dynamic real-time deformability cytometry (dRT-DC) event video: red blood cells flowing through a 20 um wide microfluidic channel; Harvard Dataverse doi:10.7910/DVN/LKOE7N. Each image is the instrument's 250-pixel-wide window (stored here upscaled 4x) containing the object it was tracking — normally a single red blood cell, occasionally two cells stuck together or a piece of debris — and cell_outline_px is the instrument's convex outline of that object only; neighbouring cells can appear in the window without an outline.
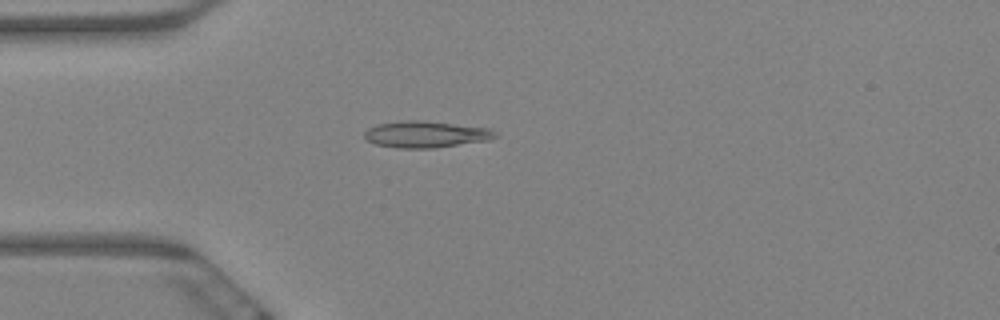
{"species": "Egyptian fruit bat (a non-hibernating species)", "species_latin": "Rousettus aegyptiacus", "temperature_condition": "warm", "stored_images_in_passage": 64, "camera_frame_rate_fps": 3000, "um_per_image_px": 0.085, "animal": {"sex": "female"}, "frame": {"image": 1, "passage_image": 18, "time_ms": 5.667, "image_size_px": [1000, 320], "cell_outline_px": [[496, 136], [488, 140], [436, 148], [396, 148], [376, 144], [368, 140], [364, 136], [364, 132], [368, 128], [376, 124], [400, 120], [420, 120], [492, 128], [496, 132]], "centroid_in_image_um": [36.18, 11.41], "position_along_channel_um": 48.8, "area_um2": 20.35}}
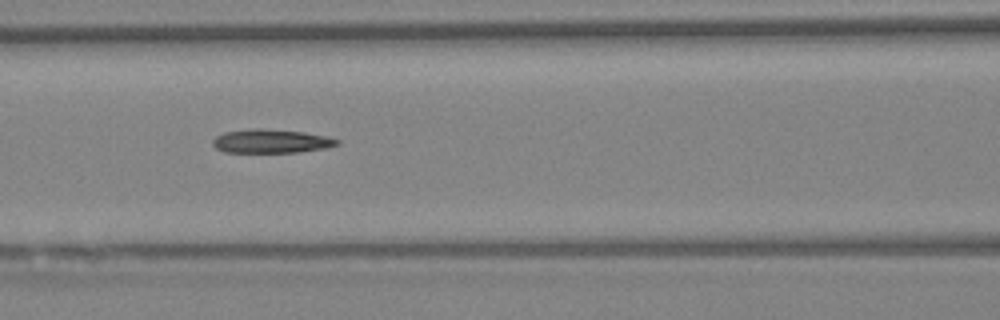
{"frame": {"image": 2, "passage_image": 28, "time_ms": 9.0, "image_size_px": [1000, 320], "cell_outline_px": [[340, 144], [324, 148], [296, 152], [224, 152], [216, 148], [212, 144], [212, 140], [216, 136], [224, 132], [252, 128], [264, 128], [304, 132], [328, 136], [340, 140]], "centroid_in_image_um": [23.04, 11.99], "position_along_channel_um": 143.6, "area_um2": 17.28}}
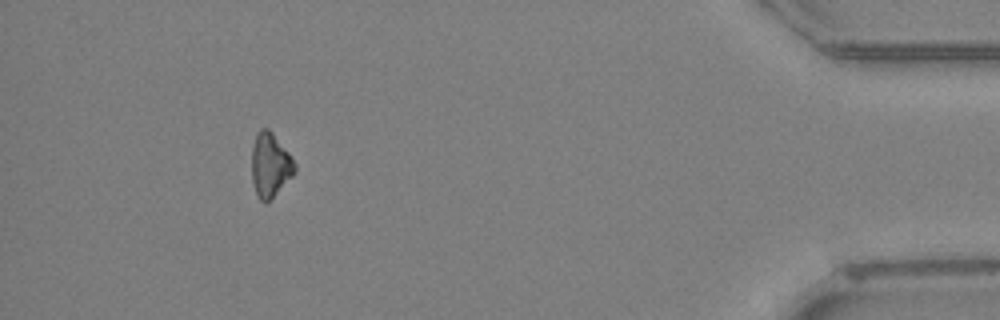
{"frame": {"image": 3, "passage_image": 59, "time_ms": 19.333, "image_size_px": [1000, 320], "cell_outline_px": [[296, 172], [264, 204], [256, 196], [252, 180], [252, 144], [256, 132], [260, 128], [268, 128], [272, 132], [292, 156], [296, 164]], "centroid_in_image_um": [22.95, 13.99], "position_along_channel_um": 412.3, "area_um2": 16.13}}